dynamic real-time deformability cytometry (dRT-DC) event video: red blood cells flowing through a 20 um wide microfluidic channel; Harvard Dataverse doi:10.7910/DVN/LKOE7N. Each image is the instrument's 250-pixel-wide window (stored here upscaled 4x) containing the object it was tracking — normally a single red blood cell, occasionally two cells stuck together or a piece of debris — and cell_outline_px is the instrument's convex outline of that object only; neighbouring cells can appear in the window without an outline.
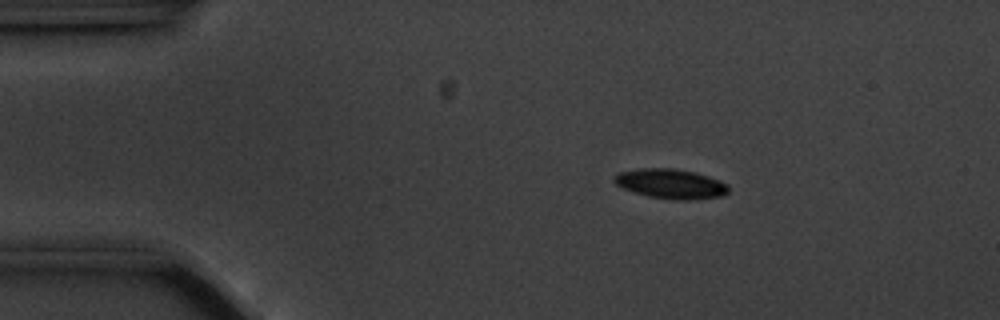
{"species": "common noctule bat (a hibernating species)", "species_latin": "Nyctalus noctula", "temperature_condition": "cold", "stored_images_in_passage": 48, "camera_frame_rate_fps": 3000, "um_per_image_px": 0.085, "animal": {"sex": "male", "body_mass_g": 20.1, "forearm_length_mm": 53.5}, "frame": {"image": 1, "passage_image": 1, "time_ms": 0.0, "image_size_px": [1000, 320], "cell_outline_px": [[728, 192], [724, 196], [692, 200], [676, 200], [648, 196], [624, 188], [616, 184], [612, 180], [612, 176], [620, 172], [640, 168], [672, 168], [692, 172], [708, 176], [720, 180], [728, 184]], "centroid_in_image_um": [57.03, 15.63], "position_along_channel_um": 28.0, "area_um2": 19.77}}
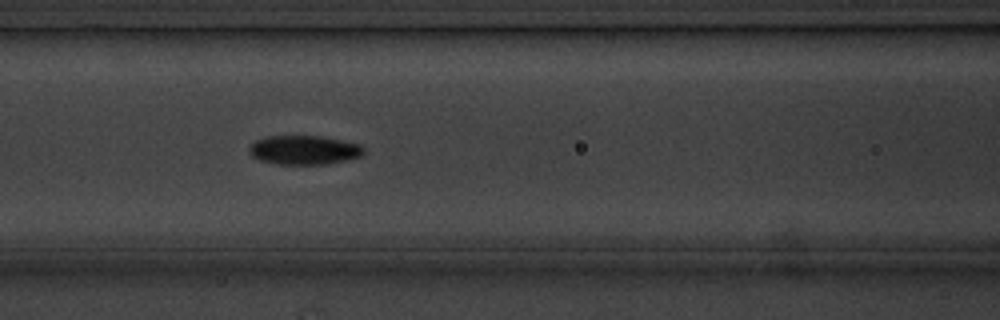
{"frame": {"image": 2, "passage_image": 15, "time_ms": 4.667, "image_size_px": [1000, 320], "cell_outline_px": [[364, 152], [360, 156], [348, 160], [328, 164], [276, 164], [260, 160], [252, 156], [248, 152], [248, 148], [256, 140], [264, 136], [324, 136], [360, 144], [364, 148]], "centroid_in_image_um": [25.85, 12.75], "position_along_channel_um": 140.8, "area_um2": 19.59}}
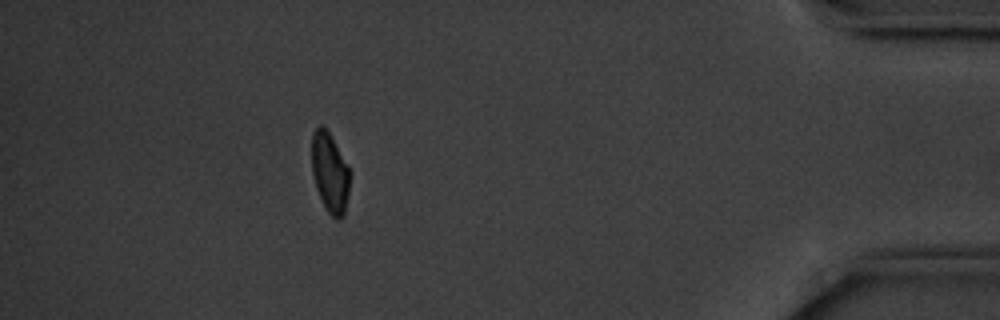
{"frame": {"image": 3, "passage_image": 42, "time_ms": 13.667, "image_size_px": [1000, 320], "cell_outline_px": [[352, 172], [344, 216], [340, 220], [336, 220], [328, 212], [316, 188], [312, 172], [312, 132], [320, 124], [328, 132]], "centroid_in_image_um": [28.06, 14.7], "position_along_channel_um": 407.1, "area_um2": 17.74}, "authors_computed_cell_mechanics": {"area_um2": 19.1318, "velocity_mm_per_s": 3.5415, "shape_relaxation_time_tau1_ms": null, "shape_relaxation_time_tau2_ms": 10.2223, "deformation_change_tau1": null, "deformation_change_tau2": 0.1219}}